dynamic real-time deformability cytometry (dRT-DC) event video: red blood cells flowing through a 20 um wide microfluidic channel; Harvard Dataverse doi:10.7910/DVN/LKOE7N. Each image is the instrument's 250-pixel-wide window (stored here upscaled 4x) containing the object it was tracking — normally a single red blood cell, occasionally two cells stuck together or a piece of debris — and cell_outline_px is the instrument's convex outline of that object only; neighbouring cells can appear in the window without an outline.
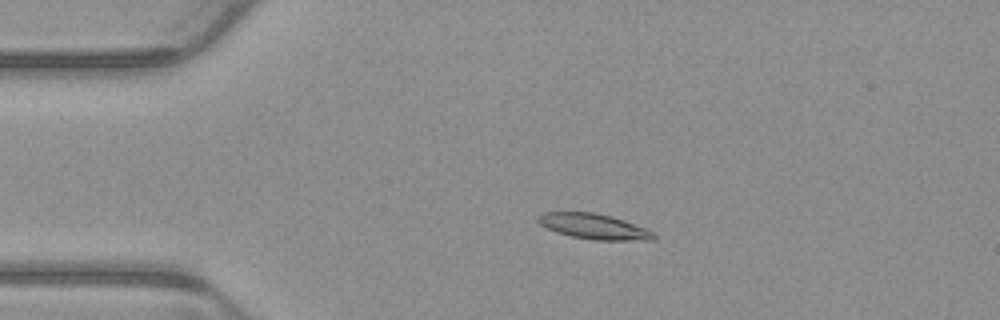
{"species": "common noctule bat (a hibernating species)", "species_latin": "Nyctalus noctula", "temperature_condition": "warm", "stored_images_in_passage": 3, "camera_frame_rate_fps": 3000, "um_per_image_px": 0.085, "animal": {"sex": "male", "body_mass_g": 23.1, "forearm_length_mm": 52.7}, "frame": {"image": 1, "passage_image": 2, "time_ms": 0.333, "image_size_px": [1000, 320], "cell_outline_px": [[656, 240], [592, 240], [572, 236], [556, 232], [540, 224], [536, 220], [536, 216], [544, 212], [596, 212], [612, 216], [624, 220], [644, 228], [652, 232], [656, 236]], "centroid_in_image_um": [50.46, 19.24], "position_along_channel_um": 34.5, "area_um2": 17.11}}